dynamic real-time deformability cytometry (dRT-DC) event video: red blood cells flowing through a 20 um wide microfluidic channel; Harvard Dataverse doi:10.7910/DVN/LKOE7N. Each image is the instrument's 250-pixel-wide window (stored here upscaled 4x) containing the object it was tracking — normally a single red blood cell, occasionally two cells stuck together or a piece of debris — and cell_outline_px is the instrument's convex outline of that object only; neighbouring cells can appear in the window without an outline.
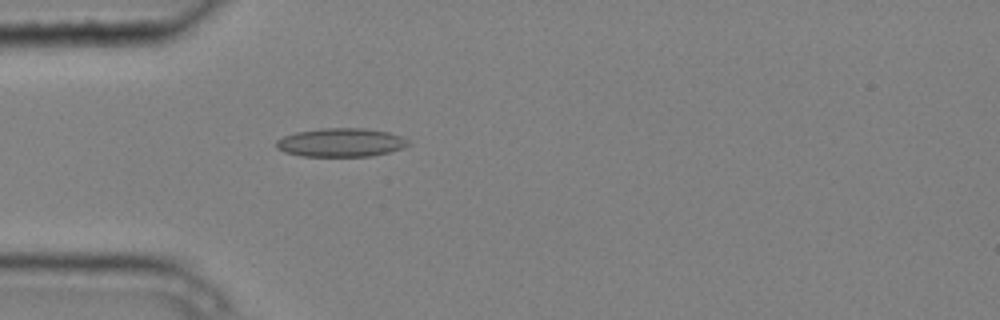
{"species": "common noctule bat (a hibernating species)", "species_latin": "Nyctalus noctula", "temperature_condition": "cold", "stored_images_in_passage": 2, "camera_frame_rate_fps": 3000, "um_per_image_px": 0.085, "animal": {"sex": "male", "body_mass_g": 20.4}, "frame": {"image": 1, "passage_image": 2, "time_ms": 0.333, "image_size_px": [1000, 320], "cell_outline_px": [[408, 144], [404, 148], [372, 156], [300, 156], [284, 152], [276, 148], [276, 140], [284, 136], [296, 132], [320, 128], [364, 128], [388, 132], [400, 136], [408, 140]], "centroid_in_image_um": [28.95, 12.11], "position_along_channel_um": 56.1, "area_um2": 22.02}}